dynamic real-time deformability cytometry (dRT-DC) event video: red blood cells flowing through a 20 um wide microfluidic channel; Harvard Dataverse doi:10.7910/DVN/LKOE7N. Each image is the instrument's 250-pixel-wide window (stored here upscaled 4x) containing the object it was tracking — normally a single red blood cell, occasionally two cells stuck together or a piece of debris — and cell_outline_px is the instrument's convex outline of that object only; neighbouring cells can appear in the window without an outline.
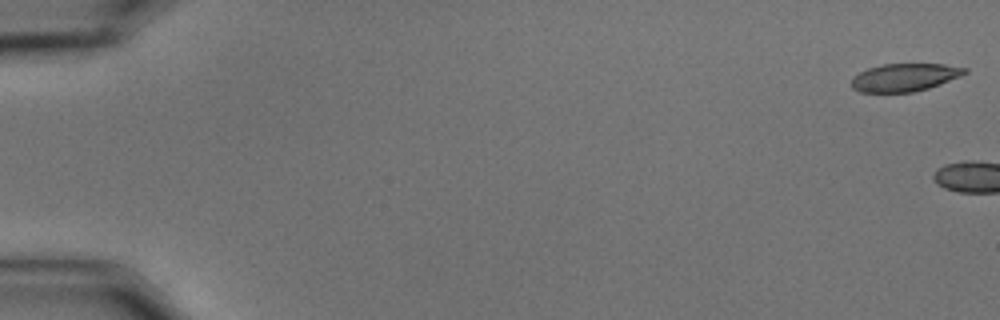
{"species": "common noctule bat (a hibernating species)", "species_latin": "Nyctalus noctula", "temperature_condition": "cold", "stored_images_in_passage": 4, "camera_frame_rate_fps": 3000, "um_per_image_px": 0.085, "animal": {"sex": "male", "body_mass_g": 15.6}, "frame": {"image": 1, "passage_image": 1, "time_ms": 0.0, "image_size_px": [1000, 320], "cell_outline_px": [[968, 72], [960, 76], [940, 84], [928, 88], [912, 92], [860, 92], [852, 88], [852, 76], [868, 68], [884, 64], [944, 64], [968, 68]], "centroid_in_image_um": [76.89, 6.57], "position_along_channel_um": 8.1, "area_um2": 18.32}}